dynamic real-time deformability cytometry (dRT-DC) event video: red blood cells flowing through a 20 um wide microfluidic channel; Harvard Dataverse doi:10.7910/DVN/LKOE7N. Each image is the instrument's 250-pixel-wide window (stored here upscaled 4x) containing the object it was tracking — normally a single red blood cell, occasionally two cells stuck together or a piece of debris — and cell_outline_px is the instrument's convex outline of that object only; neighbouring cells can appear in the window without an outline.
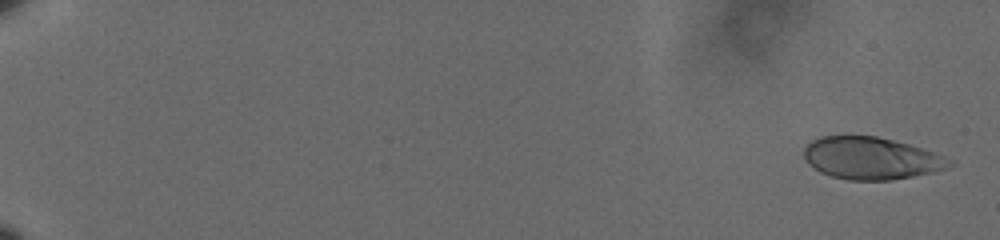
{"species": "human", "species_latin": "Homo sapiens", "temperature_condition": "cold", "stored_images_in_passage": 19, "camera_frame_rate_fps": 3000, "um_per_image_px": 0.085, "donor": {"sex": "male"}, "frame": {"image": 1, "passage_image": 1, "time_ms": 0.0, "image_size_px": [1000, 240], "cell_outline_px": [[956, 160], [952, 164], [944, 168], [932, 172], [892, 180], [848, 180], [832, 176], [820, 172], [808, 164], [804, 156], [804, 148], [812, 140], [820, 136], [876, 136], [908, 144]], "centroid_in_image_um": [74.02, 13.45], "position_along_channel_um": 11.0, "area_um2": 35.55}}
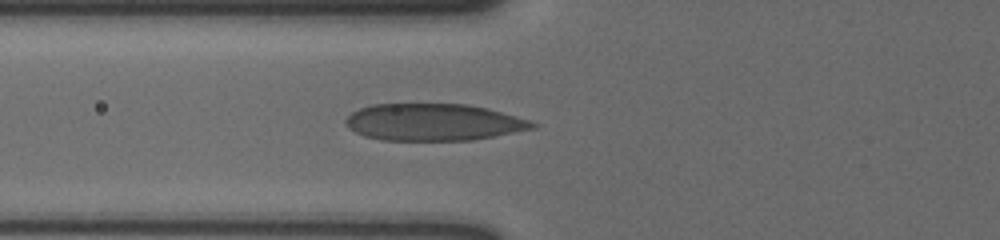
{"frame": {"image": 2, "passage_image": 17, "time_ms": 5.333, "image_size_px": [1000, 240], "cell_outline_px": [[536, 128], [472, 140], [380, 140], [364, 136], [348, 128], [344, 120], [352, 112], [360, 108], [372, 104], [464, 104], [488, 108], [528, 120], [536, 124]], "centroid_in_image_um": [36.81, 10.39], "position_along_channel_um": 89.0, "area_um2": 40.06}}
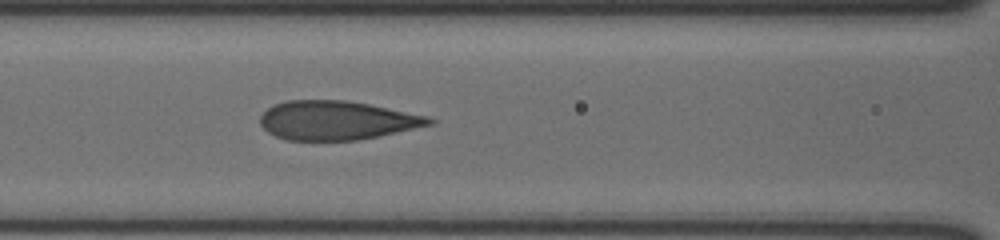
{"frame": {"image": 3, "passage_image": 19, "time_ms": 6.0, "image_size_px": [1000, 240], "cell_outline_px": [[436, 124], [356, 140], [284, 140], [268, 132], [260, 124], [260, 116], [272, 104], [288, 100], [344, 100], [368, 104], [428, 116], [436, 120]], "centroid_in_image_um": [28.61, 10.23], "position_along_channel_um": 138.0, "area_um2": 38.26}}